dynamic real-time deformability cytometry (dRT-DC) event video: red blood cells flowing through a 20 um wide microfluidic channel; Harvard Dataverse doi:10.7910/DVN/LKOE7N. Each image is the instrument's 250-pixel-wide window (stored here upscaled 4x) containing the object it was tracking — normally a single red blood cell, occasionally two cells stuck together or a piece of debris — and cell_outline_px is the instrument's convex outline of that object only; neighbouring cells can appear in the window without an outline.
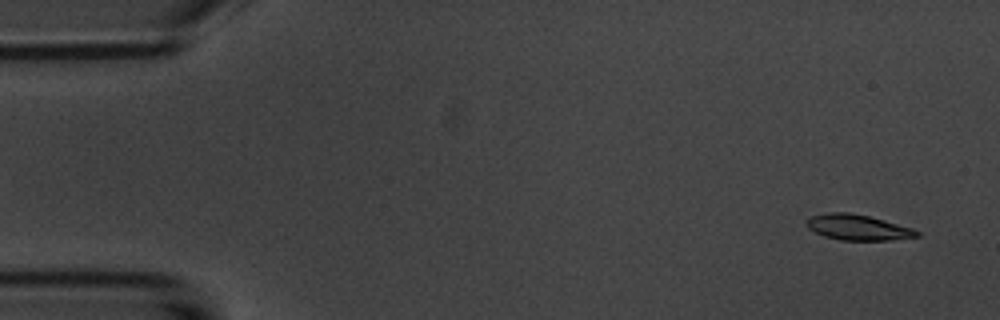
{"species": "common noctule bat (a hibernating species)", "species_latin": "Nyctalus noctula", "temperature_condition": "room temperature", "stored_images_in_passage": 5, "camera_frame_rate_fps": 3000, "um_per_image_px": 0.085, "animal": {"sex": "male", "body_mass_g": 20.1, "forearm_length_mm": 53.5}, "frame": {"image": 1, "passage_image": 1, "time_ms": 0.0, "image_size_px": [1000, 320], "cell_outline_px": [[920, 236], [892, 240], [840, 240], [824, 236], [808, 228], [808, 220], [812, 216], [828, 212], [848, 212], [868, 216], [884, 220], [912, 228], [920, 232]], "centroid_in_image_um": [72.95, 19.33], "position_along_channel_um": 12.1, "area_um2": 16.24}}